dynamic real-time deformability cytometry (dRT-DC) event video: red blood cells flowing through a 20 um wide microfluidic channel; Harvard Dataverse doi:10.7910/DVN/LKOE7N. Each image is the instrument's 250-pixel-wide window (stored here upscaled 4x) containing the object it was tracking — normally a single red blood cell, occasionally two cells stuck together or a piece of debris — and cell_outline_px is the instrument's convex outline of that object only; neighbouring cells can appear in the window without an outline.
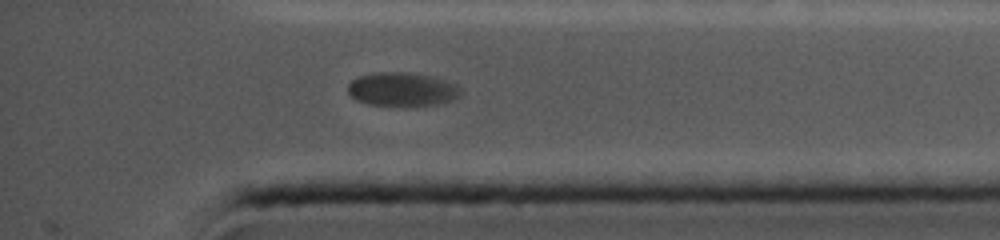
{"species": "common noctule bat (a hibernating species)", "species_latin": "Nyctalus noctula", "temperature_condition": "cold", "stored_images_in_passage": 48, "camera_frame_rate_fps": 5000, "um_per_image_px": 0.085, "animal": {"sex": "female", "body_mass_g": 19.0, "forearm_length_mm": 56.7}, "frame": {"image": 1, "passage_image": 48, "time_ms": 16.2, "image_size_px": [1000, 240], "cell_outline_px": [[460, 96], [456, 100], [436, 104], [372, 104], [356, 100], [348, 92], [348, 84], [352, 80], [360, 76], [376, 72], [408, 72], [432, 76], [456, 84], [460, 88]], "centroid_in_image_um": [34.21, 7.56], "position_along_channel_um": 401.0, "area_um2": 21.73}}